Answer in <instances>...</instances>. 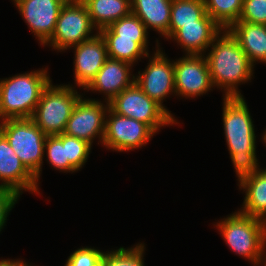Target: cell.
I'll return each instance as SVG.
<instances>
[{"label":"cell","instance_id":"14","mask_svg":"<svg viewBox=\"0 0 266 266\" xmlns=\"http://www.w3.org/2000/svg\"><path fill=\"white\" fill-rule=\"evenodd\" d=\"M0 187L15 191L19 196L24 191L40 193L36 177L25 167L0 132Z\"/></svg>","mask_w":266,"mask_h":266},{"label":"cell","instance_id":"15","mask_svg":"<svg viewBox=\"0 0 266 266\" xmlns=\"http://www.w3.org/2000/svg\"><path fill=\"white\" fill-rule=\"evenodd\" d=\"M73 49L75 84L85 89L108 58L107 46L104 38L98 33L91 39L73 46Z\"/></svg>","mask_w":266,"mask_h":266},{"label":"cell","instance_id":"6","mask_svg":"<svg viewBox=\"0 0 266 266\" xmlns=\"http://www.w3.org/2000/svg\"><path fill=\"white\" fill-rule=\"evenodd\" d=\"M72 86L50 83L42 92L31 119L47 136L64 132L71 112L82 96Z\"/></svg>","mask_w":266,"mask_h":266},{"label":"cell","instance_id":"12","mask_svg":"<svg viewBox=\"0 0 266 266\" xmlns=\"http://www.w3.org/2000/svg\"><path fill=\"white\" fill-rule=\"evenodd\" d=\"M205 54H185L174 61L175 95L198 97L212 90L210 70Z\"/></svg>","mask_w":266,"mask_h":266},{"label":"cell","instance_id":"28","mask_svg":"<svg viewBox=\"0 0 266 266\" xmlns=\"http://www.w3.org/2000/svg\"><path fill=\"white\" fill-rule=\"evenodd\" d=\"M44 152L47 153V161L53 168L64 173L77 171L66 159V144H63L56 135L46 137Z\"/></svg>","mask_w":266,"mask_h":266},{"label":"cell","instance_id":"19","mask_svg":"<svg viewBox=\"0 0 266 266\" xmlns=\"http://www.w3.org/2000/svg\"><path fill=\"white\" fill-rule=\"evenodd\" d=\"M172 0H131L132 13L148 29H153L169 39V24Z\"/></svg>","mask_w":266,"mask_h":266},{"label":"cell","instance_id":"13","mask_svg":"<svg viewBox=\"0 0 266 266\" xmlns=\"http://www.w3.org/2000/svg\"><path fill=\"white\" fill-rule=\"evenodd\" d=\"M67 0H15L28 28L44 45L54 32L60 10Z\"/></svg>","mask_w":266,"mask_h":266},{"label":"cell","instance_id":"30","mask_svg":"<svg viewBox=\"0 0 266 266\" xmlns=\"http://www.w3.org/2000/svg\"><path fill=\"white\" fill-rule=\"evenodd\" d=\"M238 21L266 25V0H243Z\"/></svg>","mask_w":266,"mask_h":266},{"label":"cell","instance_id":"29","mask_svg":"<svg viewBox=\"0 0 266 266\" xmlns=\"http://www.w3.org/2000/svg\"><path fill=\"white\" fill-rule=\"evenodd\" d=\"M103 254L94 247H81L68 257L64 266H100Z\"/></svg>","mask_w":266,"mask_h":266},{"label":"cell","instance_id":"17","mask_svg":"<svg viewBox=\"0 0 266 266\" xmlns=\"http://www.w3.org/2000/svg\"><path fill=\"white\" fill-rule=\"evenodd\" d=\"M222 30L215 21H197L182 25L169 39L175 40L186 54H204Z\"/></svg>","mask_w":266,"mask_h":266},{"label":"cell","instance_id":"3","mask_svg":"<svg viewBox=\"0 0 266 266\" xmlns=\"http://www.w3.org/2000/svg\"><path fill=\"white\" fill-rule=\"evenodd\" d=\"M46 68L0 80V120L31 118L52 82Z\"/></svg>","mask_w":266,"mask_h":266},{"label":"cell","instance_id":"16","mask_svg":"<svg viewBox=\"0 0 266 266\" xmlns=\"http://www.w3.org/2000/svg\"><path fill=\"white\" fill-rule=\"evenodd\" d=\"M133 66L123 60L108 57L103 67L84 90L105 94V102L109 103L124 89L135 83V76L130 72Z\"/></svg>","mask_w":266,"mask_h":266},{"label":"cell","instance_id":"2","mask_svg":"<svg viewBox=\"0 0 266 266\" xmlns=\"http://www.w3.org/2000/svg\"><path fill=\"white\" fill-rule=\"evenodd\" d=\"M209 47L211 51L208 49L205 57L213 86L224 89L225 98L243 97L238 85L252 79L254 66L239 42L228 29H223Z\"/></svg>","mask_w":266,"mask_h":266},{"label":"cell","instance_id":"4","mask_svg":"<svg viewBox=\"0 0 266 266\" xmlns=\"http://www.w3.org/2000/svg\"><path fill=\"white\" fill-rule=\"evenodd\" d=\"M230 250L254 266L266 248V222L236 211L216 224Z\"/></svg>","mask_w":266,"mask_h":266},{"label":"cell","instance_id":"22","mask_svg":"<svg viewBox=\"0 0 266 266\" xmlns=\"http://www.w3.org/2000/svg\"><path fill=\"white\" fill-rule=\"evenodd\" d=\"M104 39H135L147 53L148 31L144 23L132 12L99 31Z\"/></svg>","mask_w":266,"mask_h":266},{"label":"cell","instance_id":"27","mask_svg":"<svg viewBox=\"0 0 266 266\" xmlns=\"http://www.w3.org/2000/svg\"><path fill=\"white\" fill-rule=\"evenodd\" d=\"M63 144H66V159L78 171L85 163L90 154L92 145L76 137L64 133L56 135Z\"/></svg>","mask_w":266,"mask_h":266},{"label":"cell","instance_id":"11","mask_svg":"<svg viewBox=\"0 0 266 266\" xmlns=\"http://www.w3.org/2000/svg\"><path fill=\"white\" fill-rule=\"evenodd\" d=\"M82 97L84 96L76 102L63 133L84 140L91 145L97 136L98 142L102 143L109 103L106 102L105 105L99 100Z\"/></svg>","mask_w":266,"mask_h":266},{"label":"cell","instance_id":"31","mask_svg":"<svg viewBox=\"0 0 266 266\" xmlns=\"http://www.w3.org/2000/svg\"><path fill=\"white\" fill-rule=\"evenodd\" d=\"M20 196L13 190L0 187V232L6 225L7 217Z\"/></svg>","mask_w":266,"mask_h":266},{"label":"cell","instance_id":"23","mask_svg":"<svg viewBox=\"0 0 266 266\" xmlns=\"http://www.w3.org/2000/svg\"><path fill=\"white\" fill-rule=\"evenodd\" d=\"M197 21H214L206 13L204 0H172L169 38L182 25L197 24Z\"/></svg>","mask_w":266,"mask_h":266},{"label":"cell","instance_id":"34","mask_svg":"<svg viewBox=\"0 0 266 266\" xmlns=\"http://www.w3.org/2000/svg\"><path fill=\"white\" fill-rule=\"evenodd\" d=\"M262 139H263V142H264L265 145H266V129H265V132H264L263 135H262Z\"/></svg>","mask_w":266,"mask_h":266},{"label":"cell","instance_id":"33","mask_svg":"<svg viewBox=\"0 0 266 266\" xmlns=\"http://www.w3.org/2000/svg\"><path fill=\"white\" fill-rule=\"evenodd\" d=\"M265 250H266V248L263 250V252H262V255H261V257L259 258V261L257 262V265L258 266H261V265H263L264 264V266H266V252H265ZM265 253V254H264ZM263 255H265V256H263ZM260 264V265H259Z\"/></svg>","mask_w":266,"mask_h":266},{"label":"cell","instance_id":"10","mask_svg":"<svg viewBox=\"0 0 266 266\" xmlns=\"http://www.w3.org/2000/svg\"><path fill=\"white\" fill-rule=\"evenodd\" d=\"M157 48L153 56L149 59L145 70L135 76V83L137 86L152 100L159 104L177 123L178 121L173 117L171 111L163 106V100L168 95L175 94L174 81V61H170L159 49L157 39Z\"/></svg>","mask_w":266,"mask_h":266},{"label":"cell","instance_id":"20","mask_svg":"<svg viewBox=\"0 0 266 266\" xmlns=\"http://www.w3.org/2000/svg\"><path fill=\"white\" fill-rule=\"evenodd\" d=\"M238 185L245 191L240 212L266 222V168L245 177Z\"/></svg>","mask_w":266,"mask_h":266},{"label":"cell","instance_id":"8","mask_svg":"<svg viewBox=\"0 0 266 266\" xmlns=\"http://www.w3.org/2000/svg\"><path fill=\"white\" fill-rule=\"evenodd\" d=\"M109 107L119 115L149 125L156 133L162 126L178 124L159 104L147 96L136 83L118 94L109 102Z\"/></svg>","mask_w":266,"mask_h":266},{"label":"cell","instance_id":"18","mask_svg":"<svg viewBox=\"0 0 266 266\" xmlns=\"http://www.w3.org/2000/svg\"><path fill=\"white\" fill-rule=\"evenodd\" d=\"M228 30L239 42L253 66L258 61L266 63V25L236 21Z\"/></svg>","mask_w":266,"mask_h":266},{"label":"cell","instance_id":"21","mask_svg":"<svg viewBox=\"0 0 266 266\" xmlns=\"http://www.w3.org/2000/svg\"><path fill=\"white\" fill-rule=\"evenodd\" d=\"M98 31L132 12L131 0H82Z\"/></svg>","mask_w":266,"mask_h":266},{"label":"cell","instance_id":"24","mask_svg":"<svg viewBox=\"0 0 266 266\" xmlns=\"http://www.w3.org/2000/svg\"><path fill=\"white\" fill-rule=\"evenodd\" d=\"M206 13L223 29L238 21L243 0H204Z\"/></svg>","mask_w":266,"mask_h":266},{"label":"cell","instance_id":"1","mask_svg":"<svg viewBox=\"0 0 266 266\" xmlns=\"http://www.w3.org/2000/svg\"><path fill=\"white\" fill-rule=\"evenodd\" d=\"M223 101V130L230 158L240 182L260 169L256 157L254 124L244 97H223Z\"/></svg>","mask_w":266,"mask_h":266},{"label":"cell","instance_id":"25","mask_svg":"<svg viewBox=\"0 0 266 266\" xmlns=\"http://www.w3.org/2000/svg\"><path fill=\"white\" fill-rule=\"evenodd\" d=\"M107 46L108 57L123 60L134 65L141 58H150L135 39H104Z\"/></svg>","mask_w":266,"mask_h":266},{"label":"cell","instance_id":"5","mask_svg":"<svg viewBox=\"0 0 266 266\" xmlns=\"http://www.w3.org/2000/svg\"><path fill=\"white\" fill-rule=\"evenodd\" d=\"M0 132L6 137L21 162L36 177L38 183L42 173L47 135L31 118L0 121Z\"/></svg>","mask_w":266,"mask_h":266},{"label":"cell","instance_id":"32","mask_svg":"<svg viewBox=\"0 0 266 266\" xmlns=\"http://www.w3.org/2000/svg\"><path fill=\"white\" fill-rule=\"evenodd\" d=\"M0 266H31L24 262L22 259H1L0 260Z\"/></svg>","mask_w":266,"mask_h":266},{"label":"cell","instance_id":"9","mask_svg":"<svg viewBox=\"0 0 266 266\" xmlns=\"http://www.w3.org/2000/svg\"><path fill=\"white\" fill-rule=\"evenodd\" d=\"M155 133L149 125L119 115L109 107L102 144L113 151H132L145 146Z\"/></svg>","mask_w":266,"mask_h":266},{"label":"cell","instance_id":"26","mask_svg":"<svg viewBox=\"0 0 266 266\" xmlns=\"http://www.w3.org/2000/svg\"><path fill=\"white\" fill-rule=\"evenodd\" d=\"M134 246L104 252L100 266H144L145 245L138 243Z\"/></svg>","mask_w":266,"mask_h":266},{"label":"cell","instance_id":"7","mask_svg":"<svg viewBox=\"0 0 266 266\" xmlns=\"http://www.w3.org/2000/svg\"><path fill=\"white\" fill-rule=\"evenodd\" d=\"M97 31L96 34L94 30ZM99 33L92 23L87 6L82 0H67L60 10L52 37L43 45H49L55 51L72 49Z\"/></svg>","mask_w":266,"mask_h":266}]
</instances>
